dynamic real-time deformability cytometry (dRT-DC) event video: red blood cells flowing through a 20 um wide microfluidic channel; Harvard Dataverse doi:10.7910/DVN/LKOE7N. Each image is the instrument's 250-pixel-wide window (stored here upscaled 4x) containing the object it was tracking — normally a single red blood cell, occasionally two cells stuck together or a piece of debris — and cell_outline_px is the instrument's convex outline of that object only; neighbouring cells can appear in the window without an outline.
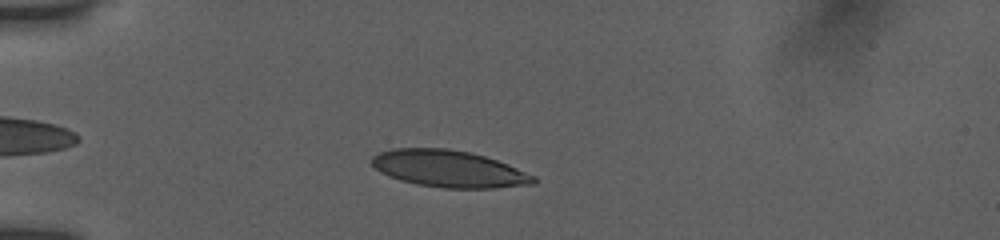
{"species": "human", "species_latin": "Homo sapiens", "temperature_condition": "room temperature", "stored_images_in_passage": 40, "camera_frame_rate_fps": 3000, "um_per_image_px": 0.085, "donor": {"sex": "female"}, "frame": {"image": 1, "passage_image": 7, "time_ms": 2.0, "image_size_px": [1000, 240], "cell_outline_px": [[536, 184], [496, 188], [444, 188], [416, 184], [400, 180], [388, 176], [380, 172], [368, 160], [372, 156], [380, 152], [392, 148], [444, 148], [468, 152], [484, 156], [508, 164], [536, 176]], "centroid_in_image_um": [38.15, 14.35], "position_along_channel_um": 46.9, "area_um2": 34.91}}
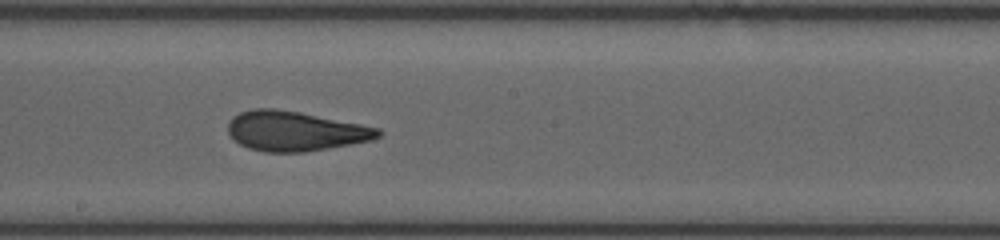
{"frame": {"image": 2, "passage_image": 22, "time_ms": 7.333, "image_size_px": [1000, 240], "cell_outline_px": [[384, 132], [380, 136], [372, 140], [304, 152], [264, 152], [248, 148], [232, 140], [228, 132], [228, 124], [232, 116], [240, 112], [256, 108], [276, 108], [300, 112], [380, 128]], "centroid_in_image_um": [25.06, 11.14], "position_along_channel_um": 223.1, "area_um2": 34.85}}
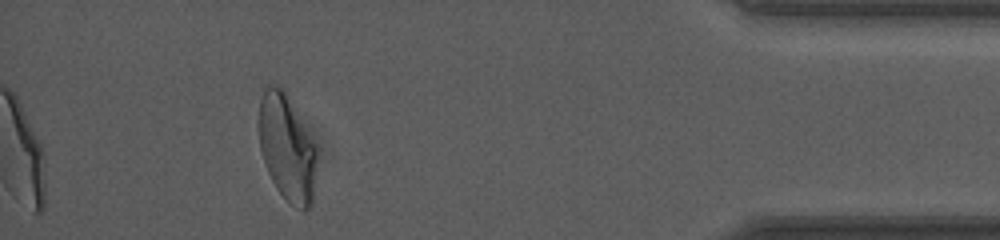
{"frame": {"image": 3, "passage_image": 40, "time_ms": 13.333, "image_size_px": [1000, 240], "cell_outline_px": [[316, 156], [312, 204], [304, 212], [288, 204], [284, 200], [276, 188], [264, 164], [260, 148], [260, 100], [264, 88], [268, 84], [276, 84], [284, 88], [316, 148]], "centroid_in_image_um": [24.38, 12.59], "position_along_channel_um": 410.8, "area_um2": 35.78}, "authors_computed_cell_mechanics": {"area_um2": 34.7667, "velocity_mm_per_s": 3.8846, "shape_relaxation_time_tau1_ms": 8.5883, "shape_relaxation_time_tau2_ms": 1.2285, "deformation_change_tau1": 0.2343, "deformation_change_tau2": 0.0939}}